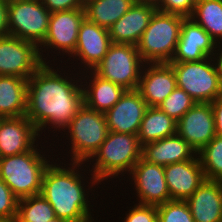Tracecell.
I'll return each mask as SVG.
<instances>
[{"label": "cell", "instance_id": "cell-1", "mask_svg": "<svg viewBox=\"0 0 222 222\" xmlns=\"http://www.w3.org/2000/svg\"><path fill=\"white\" fill-rule=\"evenodd\" d=\"M79 86L43 63L28 79L25 116L38 132L47 124L64 129L84 104Z\"/></svg>", "mask_w": 222, "mask_h": 222}, {"label": "cell", "instance_id": "cell-2", "mask_svg": "<svg viewBox=\"0 0 222 222\" xmlns=\"http://www.w3.org/2000/svg\"><path fill=\"white\" fill-rule=\"evenodd\" d=\"M80 164L83 163L73 162L72 169L49 164L43 174L41 194L52 206L55 216L67 222H93L82 177L76 170Z\"/></svg>", "mask_w": 222, "mask_h": 222}, {"label": "cell", "instance_id": "cell-3", "mask_svg": "<svg viewBox=\"0 0 222 222\" xmlns=\"http://www.w3.org/2000/svg\"><path fill=\"white\" fill-rule=\"evenodd\" d=\"M185 17L156 10L137 44V50L147 65L171 62Z\"/></svg>", "mask_w": 222, "mask_h": 222}, {"label": "cell", "instance_id": "cell-4", "mask_svg": "<svg viewBox=\"0 0 222 222\" xmlns=\"http://www.w3.org/2000/svg\"><path fill=\"white\" fill-rule=\"evenodd\" d=\"M93 157H97L91 174L92 184H96L109 176H117L120 172H131L142 157V145L137 135L109 131Z\"/></svg>", "mask_w": 222, "mask_h": 222}, {"label": "cell", "instance_id": "cell-5", "mask_svg": "<svg viewBox=\"0 0 222 222\" xmlns=\"http://www.w3.org/2000/svg\"><path fill=\"white\" fill-rule=\"evenodd\" d=\"M35 147L21 154L0 158V178L18 199L41 194L43 174L49 161Z\"/></svg>", "mask_w": 222, "mask_h": 222}, {"label": "cell", "instance_id": "cell-6", "mask_svg": "<svg viewBox=\"0 0 222 222\" xmlns=\"http://www.w3.org/2000/svg\"><path fill=\"white\" fill-rule=\"evenodd\" d=\"M65 128L70 131L72 162L76 163L93 159V155L109 133L105 113L89 108L85 104L79 108Z\"/></svg>", "mask_w": 222, "mask_h": 222}, {"label": "cell", "instance_id": "cell-7", "mask_svg": "<svg viewBox=\"0 0 222 222\" xmlns=\"http://www.w3.org/2000/svg\"><path fill=\"white\" fill-rule=\"evenodd\" d=\"M211 57L201 61L169 62L175 75L177 87L184 90L197 103H212L222 96V82L216 63Z\"/></svg>", "mask_w": 222, "mask_h": 222}, {"label": "cell", "instance_id": "cell-8", "mask_svg": "<svg viewBox=\"0 0 222 222\" xmlns=\"http://www.w3.org/2000/svg\"><path fill=\"white\" fill-rule=\"evenodd\" d=\"M143 62L137 46L112 43L93 72L104 80L123 86L126 90H135L139 85Z\"/></svg>", "mask_w": 222, "mask_h": 222}, {"label": "cell", "instance_id": "cell-9", "mask_svg": "<svg viewBox=\"0 0 222 222\" xmlns=\"http://www.w3.org/2000/svg\"><path fill=\"white\" fill-rule=\"evenodd\" d=\"M51 12L40 0H22L8 4V29L13 35L38 47L44 41Z\"/></svg>", "mask_w": 222, "mask_h": 222}, {"label": "cell", "instance_id": "cell-10", "mask_svg": "<svg viewBox=\"0 0 222 222\" xmlns=\"http://www.w3.org/2000/svg\"><path fill=\"white\" fill-rule=\"evenodd\" d=\"M36 44L13 35L0 37V75L29 79L46 63Z\"/></svg>", "mask_w": 222, "mask_h": 222}, {"label": "cell", "instance_id": "cell-11", "mask_svg": "<svg viewBox=\"0 0 222 222\" xmlns=\"http://www.w3.org/2000/svg\"><path fill=\"white\" fill-rule=\"evenodd\" d=\"M176 133L198 153L216 136L211 103H196L178 121Z\"/></svg>", "mask_w": 222, "mask_h": 222}, {"label": "cell", "instance_id": "cell-12", "mask_svg": "<svg viewBox=\"0 0 222 222\" xmlns=\"http://www.w3.org/2000/svg\"><path fill=\"white\" fill-rule=\"evenodd\" d=\"M130 174L140 198L139 204L158 206L170 201L163 165L147 162L141 157Z\"/></svg>", "mask_w": 222, "mask_h": 222}, {"label": "cell", "instance_id": "cell-13", "mask_svg": "<svg viewBox=\"0 0 222 222\" xmlns=\"http://www.w3.org/2000/svg\"><path fill=\"white\" fill-rule=\"evenodd\" d=\"M84 18V9L51 13L46 37L40 45L72 55L76 49L79 27Z\"/></svg>", "mask_w": 222, "mask_h": 222}, {"label": "cell", "instance_id": "cell-14", "mask_svg": "<svg viewBox=\"0 0 222 222\" xmlns=\"http://www.w3.org/2000/svg\"><path fill=\"white\" fill-rule=\"evenodd\" d=\"M147 108L137 89L126 90L120 100L105 113L109 131L137 135Z\"/></svg>", "mask_w": 222, "mask_h": 222}, {"label": "cell", "instance_id": "cell-15", "mask_svg": "<svg viewBox=\"0 0 222 222\" xmlns=\"http://www.w3.org/2000/svg\"><path fill=\"white\" fill-rule=\"evenodd\" d=\"M216 43L200 25L191 18H185L171 62L201 61L211 57L215 54Z\"/></svg>", "mask_w": 222, "mask_h": 222}, {"label": "cell", "instance_id": "cell-16", "mask_svg": "<svg viewBox=\"0 0 222 222\" xmlns=\"http://www.w3.org/2000/svg\"><path fill=\"white\" fill-rule=\"evenodd\" d=\"M170 200L186 201L206 179L199 157L164 166Z\"/></svg>", "mask_w": 222, "mask_h": 222}, {"label": "cell", "instance_id": "cell-17", "mask_svg": "<svg viewBox=\"0 0 222 222\" xmlns=\"http://www.w3.org/2000/svg\"><path fill=\"white\" fill-rule=\"evenodd\" d=\"M37 128L26 116L0 118V158L33 149Z\"/></svg>", "mask_w": 222, "mask_h": 222}, {"label": "cell", "instance_id": "cell-18", "mask_svg": "<svg viewBox=\"0 0 222 222\" xmlns=\"http://www.w3.org/2000/svg\"><path fill=\"white\" fill-rule=\"evenodd\" d=\"M142 73L137 90L148 107H159L177 87L175 72L169 63H151Z\"/></svg>", "mask_w": 222, "mask_h": 222}, {"label": "cell", "instance_id": "cell-19", "mask_svg": "<svg viewBox=\"0 0 222 222\" xmlns=\"http://www.w3.org/2000/svg\"><path fill=\"white\" fill-rule=\"evenodd\" d=\"M111 44L109 29L85 17L80 24L76 49L72 56H78L84 65L93 70L103 60Z\"/></svg>", "mask_w": 222, "mask_h": 222}, {"label": "cell", "instance_id": "cell-20", "mask_svg": "<svg viewBox=\"0 0 222 222\" xmlns=\"http://www.w3.org/2000/svg\"><path fill=\"white\" fill-rule=\"evenodd\" d=\"M156 10L155 5L135 3L109 28L111 42L137 46Z\"/></svg>", "mask_w": 222, "mask_h": 222}, {"label": "cell", "instance_id": "cell-21", "mask_svg": "<svg viewBox=\"0 0 222 222\" xmlns=\"http://www.w3.org/2000/svg\"><path fill=\"white\" fill-rule=\"evenodd\" d=\"M186 202L194 222H222V181L205 179Z\"/></svg>", "mask_w": 222, "mask_h": 222}, {"label": "cell", "instance_id": "cell-22", "mask_svg": "<svg viewBox=\"0 0 222 222\" xmlns=\"http://www.w3.org/2000/svg\"><path fill=\"white\" fill-rule=\"evenodd\" d=\"M194 153L197 154L177 133L142 146L144 160L163 166L193 159Z\"/></svg>", "mask_w": 222, "mask_h": 222}, {"label": "cell", "instance_id": "cell-23", "mask_svg": "<svg viewBox=\"0 0 222 222\" xmlns=\"http://www.w3.org/2000/svg\"><path fill=\"white\" fill-rule=\"evenodd\" d=\"M28 80L0 75V118L25 116Z\"/></svg>", "mask_w": 222, "mask_h": 222}, {"label": "cell", "instance_id": "cell-24", "mask_svg": "<svg viewBox=\"0 0 222 222\" xmlns=\"http://www.w3.org/2000/svg\"><path fill=\"white\" fill-rule=\"evenodd\" d=\"M91 87L83 88L84 104L98 112L106 113L125 93L123 86L104 80L92 71Z\"/></svg>", "mask_w": 222, "mask_h": 222}, {"label": "cell", "instance_id": "cell-25", "mask_svg": "<svg viewBox=\"0 0 222 222\" xmlns=\"http://www.w3.org/2000/svg\"><path fill=\"white\" fill-rule=\"evenodd\" d=\"M177 121L159 107H148L137 134L140 144L157 141L176 134Z\"/></svg>", "mask_w": 222, "mask_h": 222}, {"label": "cell", "instance_id": "cell-26", "mask_svg": "<svg viewBox=\"0 0 222 222\" xmlns=\"http://www.w3.org/2000/svg\"><path fill=\"white\" fill-rule=\"evenodd\" d=\"M135 3V0H94L84 6L85 17L89 21L109 29Z\"/></svg>", "mask_w": 222, "mask_h": 222}, {"label": "cell", "instance_id": "cell-27", "mask_svg": "<svg viewBox=\"0 0 222 222\" xmlns=\"http://www.w3.org/2000/svg\"><path fill=\"white\" fill-rule=\"evenodd\" d=\"M190 18L200 25L215 42L219 37L222 39V0L196 1Z\"/></svg>", "mask_w": 222, "mask_h": 222}, {"label": "cell", "instance_id": "cell-28", "mask_svg": "<svg viewBox=\"0 0 222 222\" xmlns=\"http://www.w3.org/2000/svg\"><path fill=\"white\" fill-rule=\"evenodd\" d=\"M17 218L19 222H47L56 216L50 203L37 194L18 200Z\"/></svg>", "mask_w": 222, "mask_h": 222}, {"label": "cell", "instance_id": "cell-29", "mask_svg": "<svg viewBox=\"0 0 222 222\" xmlns=\"http://www.w3.org/2000/svg\"><path fill=\"white\" fill-rule=\"evenodd\" d=\"M198 155L205 178L222 181V137L216 135Z\"/></svg>", "mask_w": 222, "mask_h": 222}, {"label": "cell", "instance_id": "cell-30", "mask_svg": "<svg viewBox=\"0 0 222 222\" xmlns=\"http://www.w3.org/2000/svg\"><path fill=\"white\" fill-rule=\"evenodd\" d=\"M196 103L184 90L176 87L159 108L175 121H178Z\"/></svg>", "mask_w": 222, "mask_h": 222}, {"label": "cell", "instance_id": "cell-31", "mask_svg": "<svg viewBox=\"0 0 222 222\" xmlns=\"http://www.w3.org/2000/svg\"><path fill=\"white\" fill-rule=\"evenodd\" d=\"M157 222H194L186 201L170 200L157 206Z\"/></svg>", "mask_w": 222, "mask_h": 222}, {"label": "cell", "instance_id": "cell-32", "mask_svg": "<svg viewBox=\"0 0 222 222\" xmlns=\"http://www.w3.org/2000/svg\"><path fill=\"white\" fill-rule=\"evenodd\" d=\"M196 0H160L157 10L190 18L195 8Z\"/></svg>", "mask_w": 222, "mask_h": 222}, {"label": "cell", "instance_id": "cell-33", "mask_svg": "<svg viewBox=\"0 0 222 222\" xmlns=\"http://www.w3.org/2000/svg\"><path fill=\"white\" fill-rule=\"evenodd\" d=\"M18 200L7 184L0 178V218L17 216Z\"/></svg>", "mask_w": 222, "mask_h": 222}, {"label": "cell", "instance_id": "cell-34", "mask_svg": "<svg viewBox=\"0 0 222 222\" xmlns=\"http://www.w3.org/2000/svg\"><path fill=\"white\" fill-rule=\"evenodd\" d=\"M124 220L123 222H157V206L138 203Z\"/></svg>", "mask_w": 222, "mask_h": 222}, {"label": "cell", "instance_id": "cell-35", "mask_svg": "<svg viewBox=\"0 0 222 222\" xmlns=\"http://www.w3.org/2000/svg\"><path fill=\"white\" fill-rule=\"evenodd\" d=\"M45 8L53 12L72 10V9H84L81 0H40Z\"/></svg>", "mask_w": 222, "mask_h": 222}, {"label": "cell", "instance_id": "cell-36", "mask_svg": "<svg viewBox=\"0 0 222 222\" xmlns=\"http://www.w3.org/2000/svg\"><path fill=\"white\" fill-rule=\"evenodd\" d=\"M211 105L214 113L216 135L222 137V96L215 99Z\"/></svg>", "mask_w": 222, "mask_h": 222}, {"label": "cell", "instance_id": "cell-37", "mask_svg": "<svg viewBox=\"0 0 222 222\" xmlns=\"http://www.w3.org/2000/svg\"><path fill=\"white\" fill-rule=\"evenodd\" d=\"M7 14L8 4L0 0V37L9 35Z\"/></svg>", "mask_w": 222, "mask_h": 222}, {"label": "cell", "instance_id": "cell-38", "mask_svg": "<svg viewBox=\"0 0 222 222\" xmlns=\"http://www.w3.org/2000/svg\"><path fill=\"white\" fill-rule=\"evenodd\" d=\"M216 62H217L216 66H217L218 74H219L221 82H222V51L219 54V56L217 57Z\"/></svg>", "mask_w": 222, "mask_h": 222}, {"label": "cell", "instance_id": "cell-39", "mask_svg": "<svg viewBox=\"0 0 222 222\" xmlns=\"http://www.w3.org/2000/svg\"><path fill=\"white\" fill-rule=\"evenodd\" d=\"M136 3H144V4H152V5H157L160 0H135Z\"/></svg>", "mask_w": 222, "mask_h": 222}, {"label": "cell", "instance_id": "cell-40", "mask_svg": "<svg viewBox=\"0 0 222 222\" xmlns=\"http://www.w3.org/2000/svg\"><path fill=\"white\" fill-rule=\"evenodd\" d=\"M0 222H19L17 216L12 218H0Z\"/></svg>", "mask_w": 222, "mask_h": 222}, {"label": "cell", "instance_id": "cell-41", "mask_svg": "<svg viewBox=\"0 0 222 222\" xmlns=\"http://www.w3.org/2000/svg\"><path fill=\"white\" fill-rule=\"evenodd\" d=\"M47 222H67V221H64V220H62V219H59V218H54V219H52V220H50V221H47Z\"/></svg>", "mask_w": 222, "mask_h": 222}, {"label": "cell", "instance_id": "cell-42", "mask_svg": "<svg viewBox=\"0 0 222 222\" xmlns=\"http://www.w3.org/2000/svg\"><path fill=\"white\" fill-rule=\"evenodd\" d=\"M83 3V6H85L86 4H88L89 2H92L94 0H81Z\"/></svg>", "mask_w": 222, "mask_h": 222}, {"label": "cell", "instance_id": "cell-43", "mask_svg": "<svg viewBox=\"0 0 222 222\" xmlns=\"http://www.w3.org/2000/svg\"><path fill=\"white\" fill-rule=\"evenodd\" d=\"M5 1L7 4L12 3V2H16V1H22V0H2Z\"/></svg>", "mask_w": 222, "mask_h": 222}]
</instances>
